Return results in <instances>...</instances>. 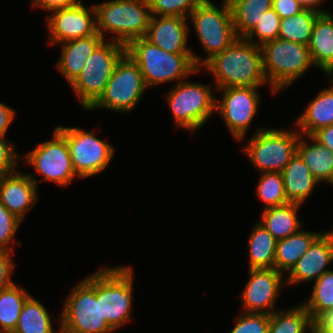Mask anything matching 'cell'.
<instances>
[{
	"label": "cell",
	"instance_id": "277c9868",
	"mask_svg": "<svg viewBox=\"0 0 333 333\" xmlns=\"http://www.w3.org/2000/svg\"><path fill=\"white\" fill-rule=\"evenodd\" d=\"M94 7L96 30L104 39H107L106 33L113 32L110 40L126 46L134 39L145 37L152 16L148 0H109Z\"/></svg>",
	"mask_w": 333,
	"mask_h": 333
},
{
	"label": "cell",
	"instance_id": "ffe728a7",
	"mask_svg": "<svg viewBox=\"0 0 333 333\" xmlns=\"http://www.w3.org/2000/svg\"><path fill=\"white\" fill-rule=\"evenodd\" d=\"M105 39L96 32L94 35L61 43L60 58L56 65L69 86L82 73L87 59Z\"/></svg>",
	"mask_w": 333,
	"mask_h": 333
},
{
	"label": "cell",
	"instance_id": "5b68a950",
	"mask_svg": "<svg viewBox=\"0 0 333 333\" xmlns=\"http://www.w3.org/2000/svg\"><path fill=\"white\" fill-rule=\"evenodd\" d=\"M188 20L193 25L206 54L201 58L192 52L193 61L199 69L238 38L228 0H223L218 8L211 0H203L190 13Z\"/></svg>",
	"mask_w": 333,
	"mask_h": 333
},
{
	"label": "cell",
	"instance_id": "30bf717a",
	"mask_svg": "<svg viewBox=\"0 0 333 333\" xmlns=\"http://www.w3.org/2000/svg\"><path fill=\"white\" fill-rule=\"evenodd\" d=\"M147 89L139 66L125 53L116 63L104 93L88 110L101 108L130 113L138 106Z\"/></svg>",
	"mask_w": 333,
	"mask_h": 333
},
{
	"label": "cell",
	"instance_id": "9c48e42d",
	"mask_svg": "<svg viewBox=\"0 0 333 333\" xmlns=\"http://www.w3.org/2000/svg\"><path fill=\"white\" fill-rule=\"evenodd\" d=\"M125 54V45L105 40L87 59L82 73L70 85L83 109H88L104 93L116 63Z\"/></svg>",
	"mask_w": 333,
	"mask_h": 333
},
{
	"label": "cell",
	"instance_id": "5bb4252c",
	"mask_svg": "<svg viewBox=\"0 0 333 333\" xmlns=\"http://www.w3.org/2000/svg\"><path fill=\"white\" fill-rule=\"evenodd\" d=\"M260 87L241 86L215 89L222 92L216 98L215 111L224 120L231 135L242 142L246 137L261 100Z\"/></svg>",
	"mask_w": 333,
	"mask_h": 333
},
{
	"label": "cell",
	"instance_id": "2e32d148",
	"mask_svg": "<svg viewBox=\"0 0 333 333\" xmlns=\"http://www.w3.org/2000/svg\"><path fill=\"white\" fill-rule=\"evenodd\" d=\"M249 279L239 295L246 313L272 314L282 288L286 286L284 274L275 268L248 269ZM284 279V280H283Z\"/></svg>",
	"mask_w": 333,
	"mask_h": 333
},
{
	"label": "cell",
	"instance_id": "7a4b0ae2",
	"mask_svg": "<svg viewBox=\"0 0 333 333\" xmlns=\"http://www.w3.org/2000/svg\"><path fill=\"white\" fill-rule=\"evenodd\" d=\"M59 322L61 333H112L102 317L101 269L80 280L65 299Z\"/></svg>",
	"mask_w": 333,
	"mask_h": 333
},
{
	"label": "cell",
	"instance_id": "4316f807",
	"mask_svg": "<svg viewBox=\"0 0 333 333\" xmlns=\"http://www.w3.org/2000/svg\"><path fill=\"white\" fill-rule=\"evenodd\" d=\"M248 236V269L274 268L277 239L257 221Z\"/></svg>",
	"mask_w": 333,
	"mask_h": 333
},
{
	"label": "cell",
	"instance_id": "f6af8a7d",
	"mask_svg": "<svg viewBox=\"0 0 333 333\" xmlns=\"http://www.w3.org/2000/svg\"><path fill=\"white\" fill-rule=\"evenodd\" d=\"M311 136L333 153V124L320 128Z\"/></svg>",
	"mask_w": 333,
	"mask_h": 333
},
{
	"label": "cell",
	"instance_id": "7bdbcfd3",
	"mask_svg": "<svg viewBox=\"0 0 333 333\" xmlns=\"http://www.w3.org/2000/svg\"><path fill=\"white\" fill-rule=\"evenodd\" d=\"M313 333H329L333 331V309L322 313L314 322Z\"/></svg>",
	"mask_w": 333,
	"mask_h": 333
},
{
	"label": "cell",
	"instance_id": "bcb514c9",
	"mask_svg": "<svg viewBox=\"0 0 333 333\" xmlns=\"http://www.w3.org/2000/svg\"><path fill=\"white\" fill-rule=\"evenodd\" d=\"M300 1L303 2L307 7H313L316 9H319L317 7L325 3V0H300Z\"/></svg>",
	"mask_w": 333,
	"mask_h": 333
},
{
	"label": "cell",
	"instance_id": "f35d334b",
	"mask_svg": "<svg viewBox=\"0 0 333 333\" xmlns=\"http://www.w3.org/2000/svg\"><path fill=\"white\" fill-rule=\"evenodd\" d=\"M15 147L14 142H9L6 137L0 136V177L18 170L16 165L20 155Z\"/></svg>",
	"mask_w": 333,
	"mask_h": 333
},
{
	"label": "cell",
	"instance_id": "8fae6325",
	"mask_svg": "<svg viewBox=\"0 0 333 333\" xmlns=\"http://www.w3.org/2000/svg\"><path fill=\"white\" fill-rule=\"evenodd\" d=\"M133 276L131 266L101 268L102 317L115 331L131 320Z\"/></svg>",
	"mask_w": 333,
	"mask_h": 333
},
{
	"label": "cell",
	"instance_id": "d590c367",
	"mask_svg": "<svg viewBox=\"0 0 333 333\" xmlns=\"http://www.w3.org/2000/svg\"><path fill=\"white\" fill-rule=\"evenodd\" d=\"M203 0H148L151 15L180 16L189 18L190 13Z\"/></svg>",
	"mask_w": 333,
	"mask_h": 333
},
{
	"label": "cell",
	"instance_id": "b9f144b4",
	"mask_svg": "<svg viewBox=\"0 0 333 333\" xmlns=\"http://www.w3.org/2000/svg\"><path fill=\"white\" fill-rule=\"evenodd\" d=\"M81 0H32V9L40 8L52 12L57 9L68 8L76 5Z\"/></svg>",
	"mask_w": 333,
	"mask_h": 333
},
{
	"label": "cell",
	"instance_id": "60d3db41",
	"mask_svg": "<svg viewBox=\"0 0 333 333\" xmlns=\"http://www.w3.org/2000/svg\"><path fill=\"white\" fill-rule=\"evenodd\" d=\"M306 7L300 0H273L272 2V8L281 19L298 14Z\"/></svg>",
	"mask_w": 333,
	"mask_h": 333
},
{
	"label": "cell",
	"instance_id": "7dc6e473",
	"mask_svg": "<svg viewBox=\"0 0 333 333\" xmlns=\"http://www.w3.org/2000/svg\"><path fill=\"white\" fill-rule=\"evenodd\" d=\"M327 184H330L331 186H333V173H332L330 181Z\"/></svg>",
	"mask_w": 333,
	"mask_h": 333
},
{
	"label": "cell",
	"instance_id": "8d00e7d4",
	"mask_svg": "<svg viewBox=\"0 0 333 333\" xmlns=\"http://www.w3.org/2000/svg\"><path fill=\"white\" fill-rule=\"evenodd\" d=\"M21 221L17 216L10 213L7 208L0 202V250L14 252L15 243L21 245L19 241L13 238L17 234ZM15 240V241H14Z\"/></svg>",
	"mask_w": 333,
	"mask_h": 333
},
{
	"label": "cell",
	"instance_id": "f546056e",
	"mask_svg": "<svg viewBox=\"0 0 333 333\" xmlns=\"http://www.w3.org/2000/svg\"><path fill=\"white\" fill-rule=\"evenodd\" d=\"M313 330V321L302 304L269 315L268 333H313Z\"/></svg>",
	"mask_w": 333,
	"mask_h": 333
},
{
	"label": "cell",
	"instance_id": "ab89813d",
	"mask_svg": "<svg viewBox=\"0 0 333 333\" xmlns=\"http://www.w3.org/2000/svg\"><path fill=\"white\" fill-rule=\"evenodd\" d=\"M11 253L10 251L0 250V290L14 284L11 274L14 272L15 264L11 258Z\"/></svg>",
	"mask_w": 333,
	"mask_h": 333
},
{
	"label": "cell",
	"instance_id": "7c38bea8",
	"mask_svg": "<svg viewBox=\"0 0 333 333\" xmlns=\"http://www.w3.org/2000/svg\"><path fill=\"white\" fill-rule=\"evenodd\" d=\"M55 127L68 143L72 165L79 178L95 176L108 167L116 148L95 136V128L85 131L77 127Z\"/></svg>",
	"mask_w": 333,
	"mask_h": 333
},
{
	"label": "cell",
	"instance_id": "ba28073f",
	"mask_svg": "<svg viewBox=\"0 0 333 333\" xmlns=\"http://www.w3.org/2000/svg\"><path fill=\"white\" fill-rule=\"evenodd\" d=\"M212 85L191 82H177L165 98L171 109L172 118L178 128L196 132L215 114L216 97Z\"/></svg>",
	"mask_w": 333,
	"mask_h": 333
},
{
	"label": "cell",
	"instance_id": "3957f363",
	"mask_svg": "<svg viewBox=\"0 0 333 333\" xmlns=\"http://www.w3.org/2000/svg\"><path fill=\"white\" fill-rule=\"evenodd\" d=\"M125 53L139 66L147 87L188 79L201 71L194 61L192 53L167 52L145 37L130 41Z\"/></svg>",
	"mask_w": 333,
	"mask_h": 333
},
{
	"label": "cell",
	"instance_id": "8992f818",
	"mask_svg": "<svg viewBox=\"0 0 333 333\" xmlns=\"http://www.w3.org/2000/svg\"><path fill=\"white\" fill-rule=\"evenodd\" d=\"M261 50L265 76L277 93L315 67L308 45L276 38L264 43Z\"/></svg>",
	"mask_w": 333,
	"mask_h": 333
},
{
	"label": "cell",
	"instance_id": "ac0fdd59",
	"mask_svg": "<svg viewBox=\"0 0 333 333\" xmlns=\"http://www.w3.org/2000/svg\"><path fill=\"white\" fill-rule=\"evenodd\" d=\"M18 171L0 177V202L23 221L39 198V182L33 174Z\"/></svg>",
	"mask_w": 333,
	"mask_h": 333
},
{
	"label": "cell",
	"instance_id": "f1b7e54d",
	"mask_svg": "<svg viewBox=\"0 0 333 333\" xmlns=\"http://www.w3.org/2000/svg\"><path fill=\"white\" fill-rule=\"evenodd\" d=\"M56 333H61L60 324ZM52 319L44 304L30 295L20 312L13 333H55Z\"/></svg>",
	"mask_w": 333,
	"mask_h": 333
},
{
	"label": "cell",
	"instance_id": "44dd1931",
	"mask_svg": "<svg viewBox=\"0 0 333 333\" xmlns=\"http://www.w3.org/2000/svg\"><path fill=\"white\" fill-rule=\"evenodd\" d=\"M312 61L326 76H333V14L323 10L316 18L308 43Z\"/></svg>",
	"mask_w": 333,
	"mask_h": 333
},
{
	"label": "cell",
	"instance_id": "484cf974",
	"mask_svg": "<svg viewBox=\"0 0 333 333\" xmlns=\"http://www.w3.org/2000/svg\"><path fill=\"white\" fill-rule=\"evenodd\" d=\"M301 204L287 203L282 206L263 209L261 212V223L275 239H283L301 230V221L298 211Z\"/></svg>",
	"mask_w": 333,
	"mask_h": 333
},
{
	"label": "cell",
	"instance_id": "d6986e66",
	"mask_svg": "<svg viewBox=\"0 0 333 333\" xmlns=\"http://www.w3.org/2000/svg\"><path fill=\"white\" fill-rule=\"evenodd\" d=\"M187 18L152 15L145 38L170 53H192Z\"/></svg>",
	"mask_w": 333,
	"mask_h": 333
},
{
	"label": "cell",
	"instance_id": "6da1fadb",
	"mask_svg": "<svg viewBox=\"0 0 333 333\" xmlns=\"http://www.w3.org/2000/svg\"><path fill=\"white\" fill-rule=\"evenodd\" d=\"M204 68L214 78L216 89L268 84L271 93H277L265 76L261 46L243 37H238L221 53L213 56L201 67L202 70Z\"/></svg>",
	"mask_w": 333,
	"mask_h": 333
},
{
	"label": "cell",
	"instance_id": "603a6c76",
	"mask_svg": "<svg viewBox=\"0 0 333 333\" xmlns=\"http://www.w3.org/2000/svg\"><path fill=\"white\" fill-rule=\"evenodd\" d=\"M288 202L303 205L320 182L310 173L303 159L296 152L282 170Z\"/></svg>",
	"mask_w": 333,
	"mask_h": 333
},
{
	"label": "cell",
	"instance_id": "4dcf8cb0",
	"mask_svg": "<svg viewBox=\"0 0 333 333\" xmlns=\"http://www.w3.org/2000/svg\"><path fill=\"white\" fill-rule=\"evenodd\" d=\"M237 37H245L261 14L272 8L273 0H228Z\"/></svg>",
	"mask_w": 333,
	"mask_h": 333
},
{
	"label": "cell",
	"instance_id": "836d02e7",
	"mask_svg": "<svg viewBox=\"0 0 333 333\" xmlns=\"http://www.w3.org/2000/svg\"><path fill=\"white\" fill-rule=\"evenodd\" d=\"M255 190L258 199L265 205L264 209L289 203L280 172L261 173Z\"/></svg>",
	"mask_w": 333,
	"mask_h": 333
},
{
	"label": "cell",
	"instance_id": "9a60e30c",
	"mask_svg": "<svg viewBox=\"0 0 333 333\" xmlns=\"http://www.w3.org/2000/svg\"><path fill=\"white\" fill-rule=\"evenodd\" d=\"M89 7H85L81 0L74 6L54 10L46 16L47 44L59 45L94 35L97 32L96 11L94 4Z\"/></svg>",
	"mask_w": 333,
	"mask_h": 333
},
{
	"label": "cell",
	"instance_id": "4fadbf2b",
	"mask_svg": "<svg viewBox=\"0 0 333 333\" xmlns=\"http://www.w3.org/2000/svg\"><path fill=\"white\" fill-rule=\"evenodd\" d=\"M52 139L39 143L36 148L25 154V162L42 174L41 182H54L58 186L67 187L76 177L73 168L70 150L65 137L56 129Z\"/></svg>",
	"mask_w": 333,
	"mask_h": 333
},
{
	"label": "cell",
	"instance_id": "1f68e13d",
	"mask_svg": "<svg viewBox=\"0 0 333 333\" xmlns=\"http://www.w3.org/2000/svg\"><path fill=\"white\" fill-rule=\"evenodd\" d=\"M31 294L16 283L0 290V333H13L25 301Z\"/></svg>",
	"mask_w": 333,
	"mask_h": 333
},
{
	"label": "cell",
	"instance_id": "7402d4cb",
	"mask_svg": "<svg viewBox=\"0 0 333 333\" xmlns=\"http://www.w3.org/2000/svg\"><path fill=\"white\" fill-rule=\"evenodd\" d=\"M329 78L330 87L322 89L294 123L301 135L311 136L320 128L333 124V76Z\"/></svg>",
	"mask_w": 333,
	"mask_h": 333
},
{
	"label": "cell",
	"instance_id": "e0dca14e",
	"mask_svg": "<svg viewBox=\"0 0 333 333\" xmlns=\"http://www.w3.org/2000/svg\"><path fill=\"white\" fill-rule=\"evenodd\" d=\"M333 263V228L322 232L287 274L286 285L316 281ZM327 267V268H326Z\"/></svg>",
	"mask_w": 333,
	"mask_h": 333
},
{
	"label": "cell",
	"instance_id": "e575fe53",
	"mask_svg": "<svg viewBox=\"0 0 333 333\" xmlns=\"http://www.w3.org/2000/svg\"><path fill=\"white\" fill-rule=\"evenodd\" d=\"M280 23V16L271 8L261 14L257 24L244 38L255 45L262 46L264 43L278 38Z\"/></svg>",
	"mask_w": 333,
	"mask_h": 333
},
{
	"label": "cell",
	"instance_id": "d6a6232c",
	"mask_svg": "<svg viewBox=\"0 0 333 333\" xmlns=\"http://www.w3.org/2000/svg\"><path fill=\"white\" fill-rule=\"evenodd\" d=\"M313 285L310 298L301 304L314 322L322 313L333 309V269L323 273Z\"/></svg>",
	"mask_w": 333,
	"mask_h": 333
},
{
	"label": "cell",
	"instance_id": "74e56055",
	"mask_svg": "<svg viewBox=\"0 0 333 333\" xmlns=\"http://www.w3.org/2000/svg\"><path fill=\"white\" fill-rule=\"evenodd\" d=\"M230 333H268L269 315L241 312Z\"/></svg>",
	"mask_w": 333,
	"mask_h": 333
},
{
	"label": "cell",
	"instance_id": "cb8c5ba5",
	"mask_svg": "<svg viewBox=\"0 0 333 333\" xmlns=\"http://www.w3.org/2000/svg\"><path fill=\"white\" fill-rule=\"evenodd\" d=\"M307 138L308 140H306ZM297 153L309 168L310 173L320 183L327 184L330 181L333 173V153L327 147H324L312 136L300 135Z\"/></svg>",
	"mask_w": 333,
	"mask_h": 333
},
{
	"label": "cell",
	"instance_id": "ee69618b",
	"mask_svg": "<svg viewBox=\"0 0 333 333\" xmlns=\"http://www.w3.org/2000/svg\"><path fill=\"white\" fill-rule=\"evenodd\" d=\"M14 108L0 102V136L6 137L11 122L15 119Z\"/></svg>",
	"mask_w": 333,
	"mask_h": 333
},
{
	"label": "cell",
	"instance_id": "52a82bcc",
	"mask_svg": "<svg viewBox=\"0 0 333 333\" xmlns=\"http://www.w3.org/2000/svg\"><path fill=\"white\" fill-rule=\"evenodd\" d=\"M275 128L258 127L245 142L242 152L260 173L282 172L297 152L300 132Z\"/></svg>",
	"mask_w": 333,
	"mask_h": 333
},
{
	"label": "cell",
	"instance_id": "83f0119b",
	"mask_svg": "<svg viewBox=\"0 0 333 333\" xmlns=\"http://www.w3.org/2000/svg\"><path fill=\"white\" fill-rule=\"evenodd\" d=\"M325 8L306 7L298 14L282 18L278 38L308 45L317 16Z\"/></svg>",
	"mask_w": 333,
	"mask_h": 333
},
{
	"label": "cell",
	"instance_id": "d4e9b609",
	"mask_svg": "<svg viewBox=\"0 0 333 333\" xmlns=\"http://www.w3.org/2000/svg\"><path fill=\"white\" fill-rule=\"evenodd\" d=\"M322 232L301 229L293 235L277 240L274 268L282 274L289 273Z\"/></svg>",
	"mask_w": 333,
	"mask_h": 333
}]
</instances>
